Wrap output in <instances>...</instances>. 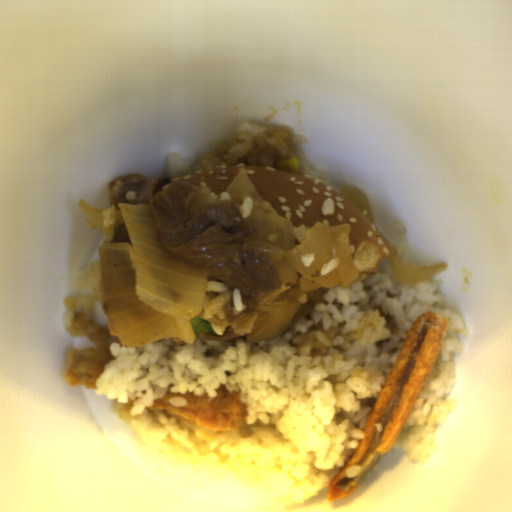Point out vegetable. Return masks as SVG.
Returning <instances> with one entry per match:
<instances>
[{"label": "vegetable", "mask_w": 512, "mask_h": 512, "mask_svg": "<svg viewBox=\"0 0 512 512\" xmlns=\"http://www.w3.org/2000/svg\"><path fill=\"white\" fill-rule=\"evenodd\" d=\"M189 325L195 333L193 344H195L198 340L201 339L200 334L215 335V331L211 323L202 317L194 316L193 318L190 319Z\"/></svg>", "instance_id": "1"}]
</instances>
